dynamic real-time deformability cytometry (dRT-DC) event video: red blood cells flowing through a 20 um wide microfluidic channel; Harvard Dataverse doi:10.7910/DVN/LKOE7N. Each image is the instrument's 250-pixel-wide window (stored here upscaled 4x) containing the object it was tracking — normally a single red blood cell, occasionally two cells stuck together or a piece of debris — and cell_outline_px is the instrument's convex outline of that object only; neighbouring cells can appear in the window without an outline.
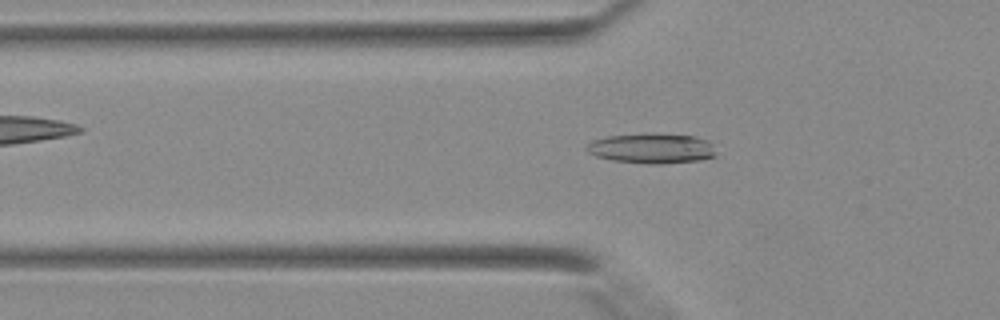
{"species": "Egyptian fruit bat (a non-hibernating species)", "species_latin": "Rousettus aegyptiacus", "temperature_condition": "warm", "stored_images_in_passage": 35, "camera_frame_rate_fps": 3000, "um_per_image_px": 0.085, "animal": {"sex": "female"}, "frame": {"image": 1, "passage_image": 8, "time_ms": 2.333, "image_size_px": [1000, 320], "cell_outline_px": [[716, 156], [700, 160], [664, 164], [648, 164], [612, 160], [596, 156], [588, 152], [584, 148], [592, 140], [608, 136], [648, 132], [696, 136], [708, 140], [712, 144]], "centroid_in_image_um": [55.4, 12.6], "position_along_channel_um": 70.4, "area_um2": 23.12}}
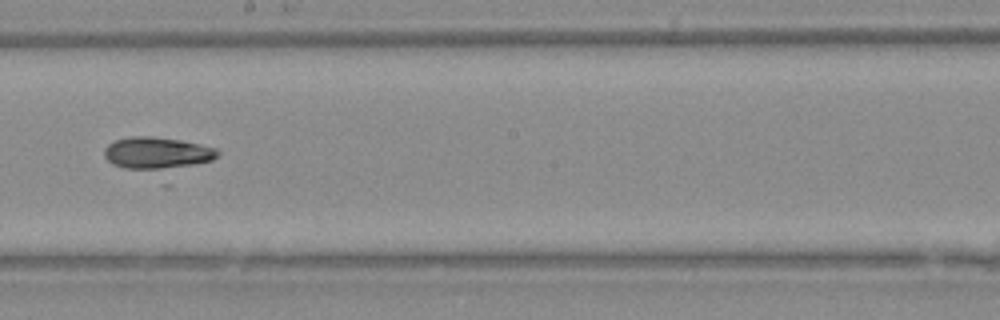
{"frame": {"image": 2, "passage_image": 18, "time_ms": 5.667, "image_size_px": [1000, 320], "cell_outline_px": [[220, 152], [212, 160], [196, 164], [160, 172], [156, 172], [124, 168], [112, 164], [104, 156], [104, 148], [108, 144], [116, 140], [132, 136], [148, 136], [180, 140], [200, 144], [216, 148]], "centroid_in_image_um": [13.33, 13.05], "position_along_channel_um": 234.9, "area_um2": 21.62}}
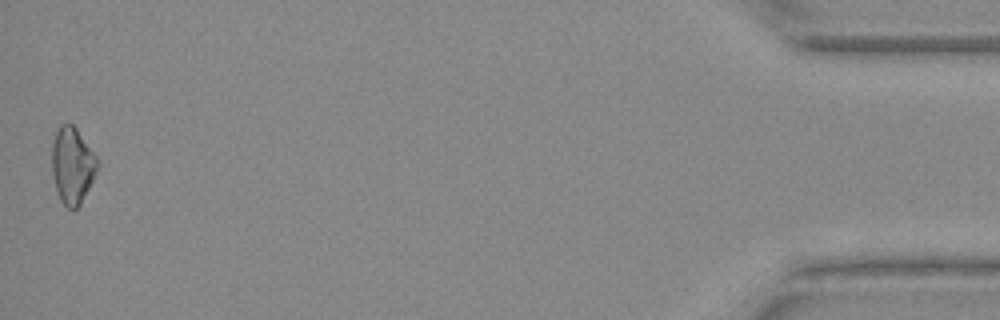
{"frame": {"image": 3, "passage_image": 35, "time_ms": 11.333, "image_size_px": [1000, 320], "cell_outline_px": [[100, 164], [80, 204], [76, 208], [68, 208], [60, 200], [52, 176], [52, 144], [56, 132], [60, 124], [72, 124], [76, 128], [96, 156]], "centroid_in_image_um": [6.14, 14.05], "position_along_channel_um": 429.1, "area_um2": 20.0}}